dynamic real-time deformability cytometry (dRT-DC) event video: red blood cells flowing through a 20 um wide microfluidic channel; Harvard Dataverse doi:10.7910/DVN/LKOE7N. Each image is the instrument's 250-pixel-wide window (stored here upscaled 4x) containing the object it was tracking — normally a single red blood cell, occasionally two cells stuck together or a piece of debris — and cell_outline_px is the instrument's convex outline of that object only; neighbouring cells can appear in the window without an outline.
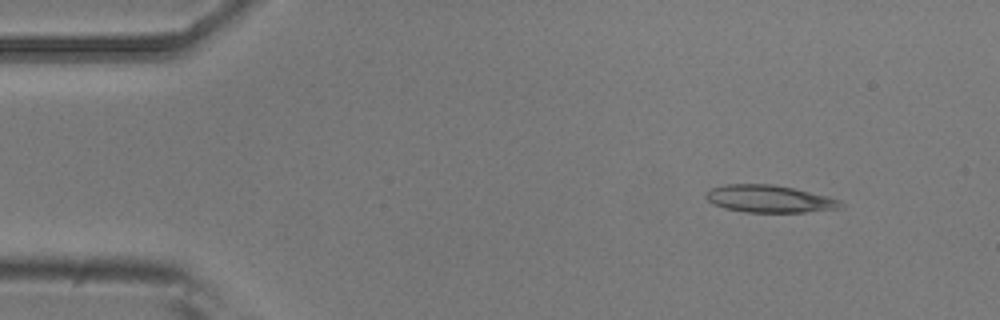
{"species": "common noctule bat (a hibernating species)", "species_latin": "Nyctalus noctula", "temperature_condition": "room temperature", "stored_images_in_passage": 6, "camera_frame_rate_fps": 3000, "um_per_image_px": 0.085, "animal": {"sex": "male", "body_mass_g": 20.5, "forearm_length_mm": 52.5}, "frame": {"image": 1, "passage_image": 2, "time_ms": 1.0, "image_size_px": [1000, 320], "cell_outline_px": [[844, 208], [804, 212], [744, 212], [724, 208], [708, 200], [704, 196], [708, 188], [724, 184], [772, 184], [792, 188], [828, 196], [840, 200], [844, 204]], "centroid_in_image_um": [65.39, 16.9], "position_along_channel_um": 19.6, "area_um2": 21.56}}
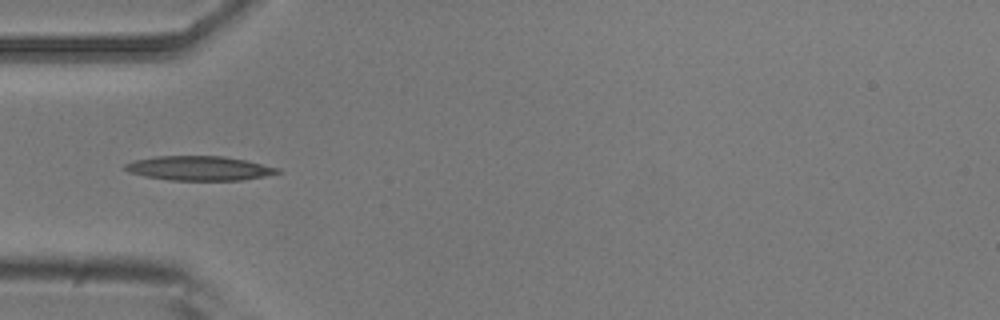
{"frame": {"image": 2, "passage_image": 5, "time_ms": 4.333, "image_size_px": [1000, 320], "cell_outline_px": [[280, 172], [264, 176], [240, 180], [168, 180], [144, 176], [128, 172], [124, 168], [124, 164], [136, 160], [156, 156], [224, 156], [244, 160], [280, 168]], "centroid_in_image_um": [16.9, 14.3], "position_along_channel_um": 68.1, "area_um2": 21.5}}
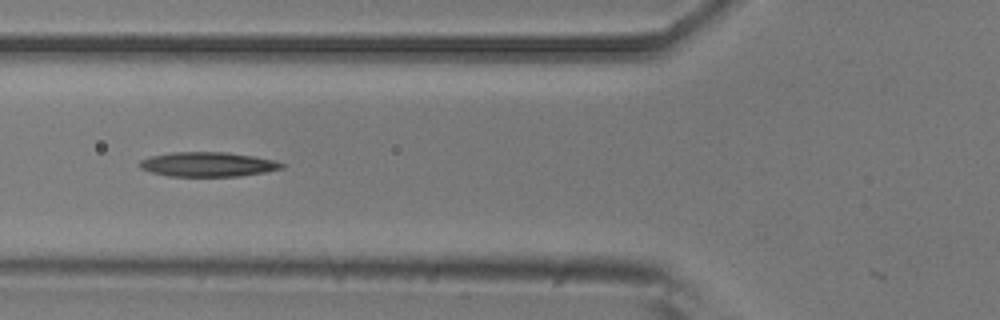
{"frame": {"image": 3, "passage_image": 6, "time_ms": 5.333, "image_size_px": [1000, 320], "cell_outline_px": [[284, 168], [264, 172], [240, 176], [168, 176], [152, 172], [140, 168], [140, 160], [152, 156], [172, 152], [224, 152], [252, 156], [276, 160], [284, 164]], "centroid_in_image_um": [17.68, 13.97], "position_along_channel_um": 108.1, "area_um2": 20.17}}